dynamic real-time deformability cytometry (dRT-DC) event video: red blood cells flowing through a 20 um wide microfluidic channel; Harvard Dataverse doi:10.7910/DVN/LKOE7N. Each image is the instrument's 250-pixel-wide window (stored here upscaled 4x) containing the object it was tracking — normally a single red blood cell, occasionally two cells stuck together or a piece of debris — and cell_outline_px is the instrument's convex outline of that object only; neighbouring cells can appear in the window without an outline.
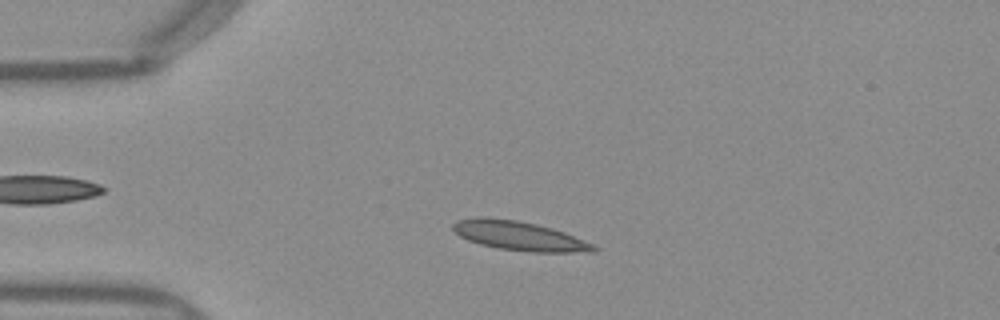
{"species": "Egyptian fruit bat (a non-hibernating species)", "species_latin": "Rousettus aegyptiacus", "temperature_condition": "warm", "stored_images_in_passage": 48, "camera_frame_rate_fps": 3000, "um_per_image_px": 0.085, "frame": {"image": 1, "passage_image": 9, "time_ms": 2.667, "image_size_px": [1000, 320], "cell_outline_px": [[600, 248], [596, 252], [532, 252], [500, 248], [480, 244], [468, 240], [460, 236], [452, 228], [452, 224], [460, 220], [484, 216], [516, 220], [536, 224], [552, 228], [564, 232], [596, 244]], "centroid_in_image_um": [44.21, 20.05], "position_along_channel_um": 40.8, "area_um2": 23.93}}
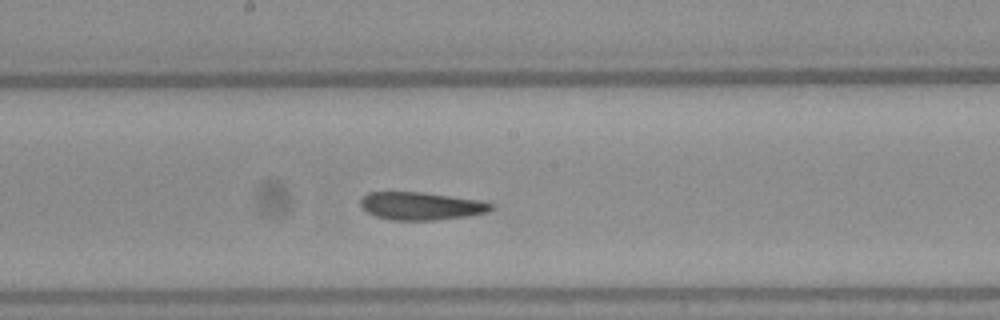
{"frame": {"image": 2, "passage_image": 24, "time_ms": 7.667, "image_size_px": [1000, 320], "cell_outline_px": [[496, 208], [488, 212], [468, 216], [432, 220], [392, 220], [376, 216], [368, 212], [360, 204], [360, 200], [368, 192], [420, 192], [480, 200], [492, 204]], "centroid_in_image_um": [35.82, 17.51], "position_along_channel_um": 212.4, "area_um2": 21.04}}
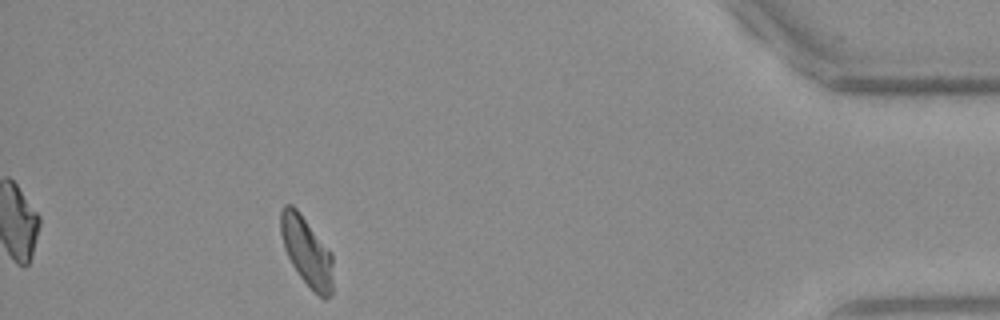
{"frame": {"image": 3, "passage_image": 43, "time_ms": 14.0, "image_size_px": [1000, 320], "cell_outline_px": [[332, 296], [324, 300], [300, 276], [292, 264], [284, 248], [280, 232], [280, 208], [284, 204], [292, 204], [296, 208], [332, 252]], "centroid_in_image_um": [26.06, 21.34], "position_along_channel_um": 409.1, "area_um2": 20.98}, "authors_computed_cell_mechanics": {"area_um2": 21.6461, "velocity_mm_per_s": 3.9741, "shape_relaxation_time_tau1_ms": 7.9263, "shape_relaxation_time_tau2_ms": 1.6441, "deformation_change_tau1": 0.1999, "deformation_change_tau2": 0.0946}}